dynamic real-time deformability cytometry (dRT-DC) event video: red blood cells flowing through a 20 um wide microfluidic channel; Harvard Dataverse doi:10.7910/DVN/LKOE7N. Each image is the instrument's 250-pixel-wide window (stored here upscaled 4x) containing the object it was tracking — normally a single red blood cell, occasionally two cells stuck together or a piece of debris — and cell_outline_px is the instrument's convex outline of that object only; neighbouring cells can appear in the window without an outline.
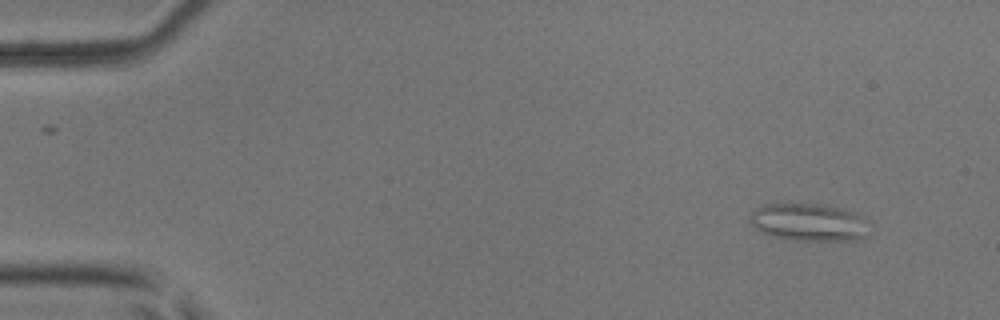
{"species": "common noctule bat (a hibernating species)", "species_latin": "Nyctalus noctula", "temperature_condition": "room temperature", "stored_images_in_passage": 50, "camera_frame_rate_fps": 3000, "um_per_image_px": 0.085, "animal": {"sex": "male", "body_mass_g": 17.9, "forearm_length_mm": 54.2}, "frame": {"image": 1, "passage_image": 4, "time_ms": 1.0, "image_size_px": [1000, 320], "cell_outline_px": [[872, 224], [864, 236], [860, 240], [792, 240], [768, 236], [760, 232], [752, 224], [748, 216], [760, 204], [828, 204], [844, 208], [856, 212]], "centroid_in_image_um": [68.78, 18.88], "position_along_channel_um": 16.2, "area_um2": 26.76}}
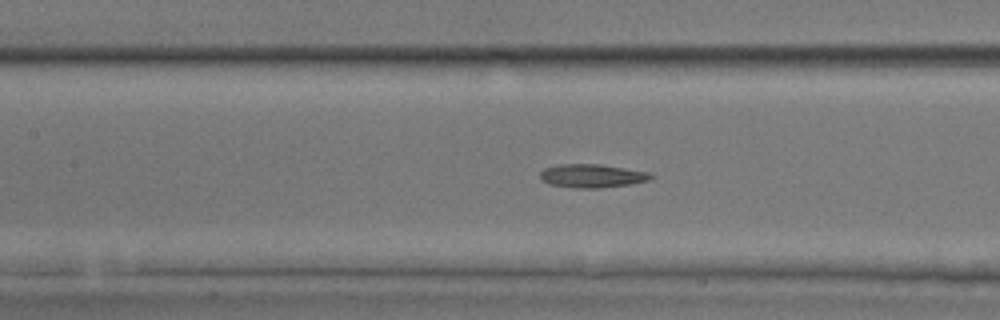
{"frame": {"image": 2, "passage_image": 23, "time_ms": 7.333, "image_size_px": [1000, 320], "cell_outline_px": [[656, 176], [648, 180], [632, 184], [600, 188], [576, 188], [548, 184], [540, 180], [540, 172], [544, 168], [560, 164], [600, 164], [648, 172]], "centroid_in_image_um": [50.31, 14.95], "position_along_channel_um": 157.1, "area_um2": 15.26}}
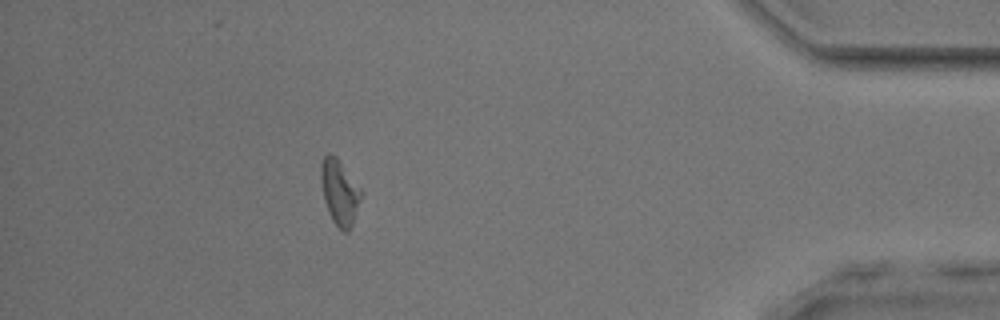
{"frame": {"image": 3, "passage_image": 45, "time_ms": 14.667, "image_size_px": [1000, 320], "cell_outline_px": [[364, 192], [352, 224], [348, 232], [344, 232], [332, 220], [328, 212], [324, 200], [320, 180], [320, 164], [324, 156], [328, 152], [332, 152], [336, 156]], "centroid_in_image_um": [28.86, 16.3], "position_along_channel_um": 406.3, "area_um2": 15.49}, "authors_computed_cell_mechanics": {"area_um2": 15.5771, "velocity_mm_per_s": 4.0359, "shape_relaxation_time_tau1_ms": null, "shape_relaxation_time_tau2_ms": 5.4387, "deformation_change_tau1": null, "deformation_change_tau2": 0.1668}}